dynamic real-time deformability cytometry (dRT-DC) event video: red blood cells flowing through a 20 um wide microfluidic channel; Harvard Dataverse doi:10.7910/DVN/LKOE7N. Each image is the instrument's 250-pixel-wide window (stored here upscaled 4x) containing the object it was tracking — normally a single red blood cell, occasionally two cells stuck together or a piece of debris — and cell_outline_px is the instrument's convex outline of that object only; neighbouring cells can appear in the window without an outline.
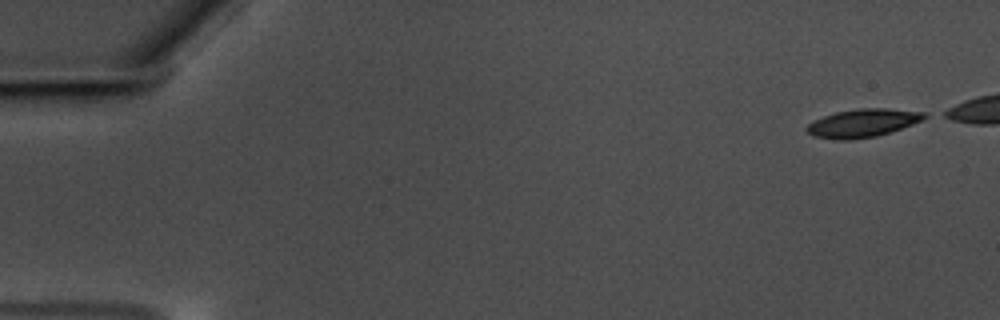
{"species": "common noctule bat (a hibernating species)", "species_latin": "Nyctalus noctula", "temperature_condition": "warm", "stored_images_in_passage": 13, "camera_frame_rate_fps": 3000, "um_per_image_px": 0.085, "animal": {"sex": "male", "body_mass_g": 17.5, "forearm_length_mm": 52.3}, "frame": {"image": 1, "passage_image": 1, "time_ms": 0.0, "image_size_px": [1000, 320], "cell_outline_px": [[928, 116], [912, 124], [876, 136], [848, 140], [840, 140], [812, 136], [804, 128], [808, 124], [824, 116], [836, 112], [860, 108], [888, 108], [928, 112]], "centroid_in_image_um": [73.33, 10.45], "position_along_channel_um": 11.7, "area_um2": 19.13}}